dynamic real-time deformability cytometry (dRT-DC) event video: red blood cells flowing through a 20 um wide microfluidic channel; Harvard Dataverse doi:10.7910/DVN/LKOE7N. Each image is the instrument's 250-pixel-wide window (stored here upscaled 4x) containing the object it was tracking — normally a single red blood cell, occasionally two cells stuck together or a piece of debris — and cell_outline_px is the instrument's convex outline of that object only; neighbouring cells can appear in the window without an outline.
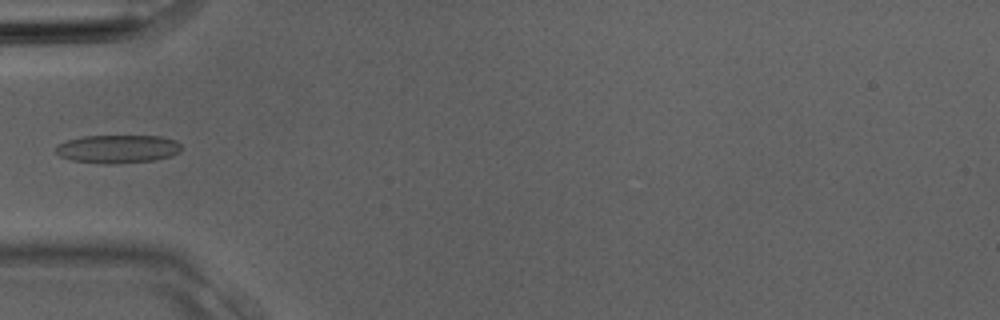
{"species": "Egyptian fruit bat (a non-hibernating species)", "species_latin": "Rousettus aegyptiacus", "temperature_condition": "room temperature", "stored_images_in_passage": 4, "camera_frame_rate_fps": 3000, "um_per_image_px": 0.085, "animal": {"sex": "male"}, "frame": {"image": 1, "passage_image": 4, "time_ms": 1.0, "image_size_px": [1000, 320], "cell_outline_px": [[180, 152], [156, 160], [120, 164], [108, 164], [72, 160], [60, 156], [56, 152], [56, 144], [68, 140], [84, 136], [160, 136], [176, 140], [180, 144]], "centroid_in_image_um": [10.01, 12.66], "position_along_channel_um": 75.0, "area_um2": 20.69}}